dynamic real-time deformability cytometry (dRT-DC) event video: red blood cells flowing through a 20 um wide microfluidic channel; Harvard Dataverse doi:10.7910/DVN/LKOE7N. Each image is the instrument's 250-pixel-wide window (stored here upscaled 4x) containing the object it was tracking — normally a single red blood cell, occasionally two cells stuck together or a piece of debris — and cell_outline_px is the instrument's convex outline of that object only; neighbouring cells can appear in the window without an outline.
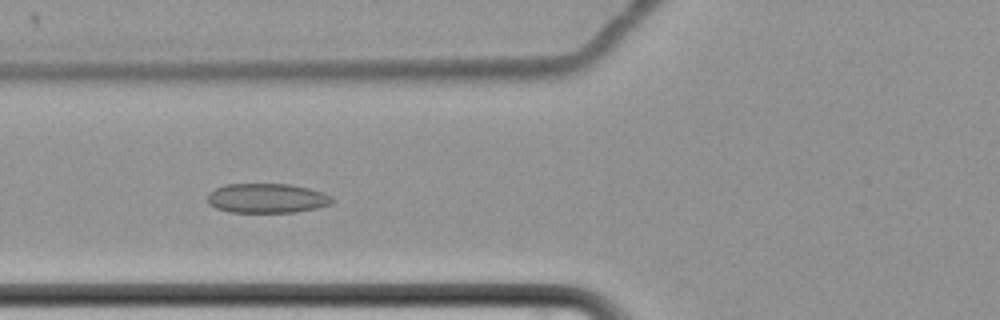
{"species": "common noctule bat (a hibernating species)", "species_latin": "Nyctalus noctula", "temperature_condition": "cold", "stored_images_in_passage": 67, "camera_frame_rate_fps": 3000, "um_per_image_px": 0.085, "animal": {"sex": "female", "body_mass_g": 22.7, "forearm_length_mm": 54.2}, "frame": {"image": 1, "passage_image": 30, "time_ms": 9.667, "image_size_px": [1000, 320], "cell_outline_px": [[336, 200], [332, 204], [316, 208], [296, 212], [228, 212], [216, 208], [208, 204], [208, 192], [224, 184], [288, 184], [308, 188], [324, 192], [332, 196]], "centroid_in_image_um": [22.71, 16.85], "position_along_channel_um": 103.1, "area_um2": 21.68}}
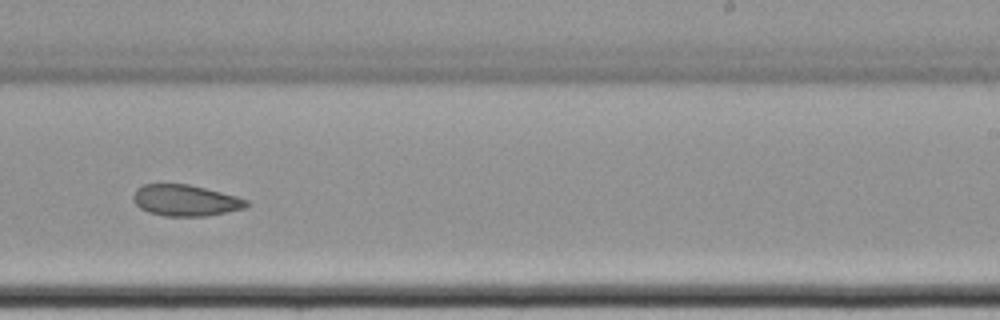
{"frame": {"image": 2, "passage_image": 45, "time_ms": 14.667, "image_size_px": [1000, 320], "cell_outline_px": [[248, 204], [244, 208], [204, 216], [164, 216], [148, 212], [140, 208], [136, 204], [132, 196], [136, 188], [144, 184], [188, 184], [236, 196], [248, 200]], "centroid_in_image_um": [15.71, 17.03], "position_along_channel_um": 273.3, "area_um2": 20.4}}
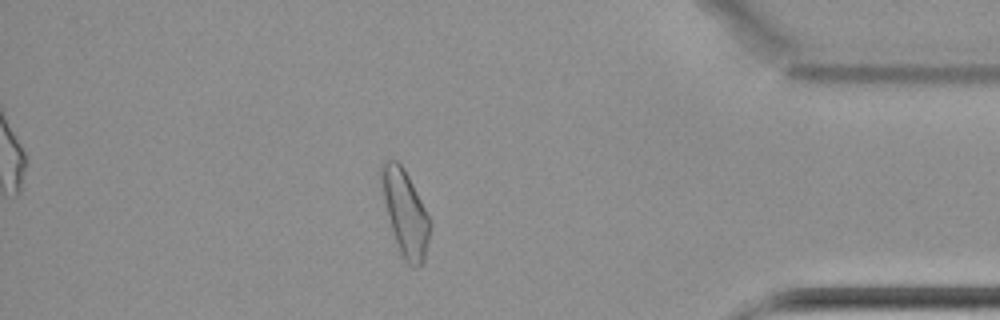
{"frame": {"image": 3, "passage_image": 59, "time_ms": 19.333, "image_size_px": [1000, 320], "cell_outline_px": [[432, 224], [424, 260], [416, 268], [412, 268], [404, 260], [396, 244], [388, 216], [384, 200], [380, 180], [380, 164], [384, 160], [396, 160], [404, 168], [432, 220]], "centroid_in_image_um": [34.46, 18.1], "position_along_channel_um": 400.7, "area_um2": 24.33}, "authors_computed_cell_mechanics": {"area_um2": 23.409, "velocity_mm_per_s": 3.4067, "shape_relaxation_time_tau1_ms": null, "shape_relaxation_time_tau2_ms": 4.1542, "deformation_change_tau1": null, "deformation_change_tau2": 0.0829}}